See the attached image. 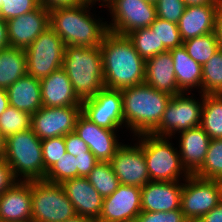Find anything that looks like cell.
I'll list each match as a JSON object with an SVG mask.
<instances>
[{
	"instance_id": "cell-1",
	"label": "cell",
	"mask_w": 222,
	"mask_h": 222,
	"mask_svg": "<svg viewBox=\"0 0 222 222\" xmlns=\"http://www.w3.org/2000/svg\"><path fill=\"white\" fill-rule=\"evenodd\" d=\"M99 47L106 88L121 90L144 83L145 60L128 36L108 31Z\"/></svg>"
},
{
	"instance_id": "cell-2",
	"label": "cell",
	"mask_w": 222,
	"mask_h": 222,
	"mask_svg": "<svg viewBox=\"0 0 222 222\" xmlns=\"http://www.w3.org/2000/svg\"><path fill=\"white\" fill-rule=\"evenodd\" d=\"M89 3L74 6H58L50 9V27L62 39L65 46H100L108 32L107 24L89 15Z\"/></svg>"
},
{
	"instance_id": "cell-3",
	"label": "cell",
	"mask_w": 222,
	"mask_h": 222,
	"mask_svg": "<svg viewBox=\"0 0 222 222\" xmlns=\"http://www.w3.org/2000/svg\"><path fill=\"white\" fill-rule=\"evenodd\" d=\"M124 123L136 135L151 134L160 123L171 95L145 82L121 89Z\"/></svg>"
},
{
	"instance_id": "cell-4",
	"label": "cell",
	"mask_w": 222,
	"mask_h": 222,
	"mask_svg": "<svg viewBox=\"0 0 222 222\" xmlns=\"http://www.w3.org/2000/svg\"><path fill=\"white\" fill-rule=\"evenodd\" d=\"M62 68L66 71L73 90L81 102L92 98L105 87L99 46H65Z\"/></svg>"
},
{
	"instance_id": "cell-5",
	"label": "cell",
	"mask_w": 222,
	"mask_h": 222,
	"mask_svg": "<svg viewBox=\"0 0 222 222\" xmlns=\"http://www.w3.org/2000/svg\"><path fill=\"white\" fill-rule=\"evenodd\" d=\"M10 166L14 178L19 181L44 180L45 168L42 158V140L32 131L18 132L5 139L3 158Z\"/></svg>"
},
{
	"instance_id": "cell-6",
	"label": "cell",
	"mask_w": 222,
	"mask_h": 222,
	"mask_svg": "<svg viewBox=\"0 0 222 222\" xmlns=\"http://www.w3.org/2000/svg\"><path fill=\"white\" fill-rule=\"evenodd\" d=\"M142 150L150 181H179L181 173L185 178L189 177L179 151L174 149L167 137L142 134Z\"/></svg>"
},
{
	"instance_id": "cell-7",
	"label": "cell",
	"mask_w": 222,
	"mask_h": 222,
	"mask_svg": "<svg viewBox=\"0 0 222 222\" xmlns=\"http://www.w3.org/2000/svg\"><path fill=\"white\" fill-rule=\"evenodd\" d=\"M32 222H64L76 215L61 184L31 181Z\"/></svg>"
},
{
	"instance_id": "cell-8",
	"label": "cell",
	"mask_w": 222,
	"mask_h": 222,
	"mask_svg": "<svg viewBox=\"0 0 222 222\" xmlns=\"http://www.w3.org/2000/svg\"><path fill=\"white\" fill-rule=\"evenodd\" d=\"M183 183L181 210L188 222H196L222 201V181L189 175Z\"/></svg>"
},
{
	"instance_id": "cell-9",
	"label": "cell",
	"mask_w": 222,
	"mask_h": 222,
	"mask_svg": "<svg viewBox=\"0 0 222 222\" xmlns=\"http://www.w3.org/2000/svg\"><path fill=\"white\" fill-rule=\"evenodd\" d=\"M65 44L57 33L49 27L25 49L27 74L43 79L62 68Z\"/></svg>"
},
{
	"instance_id": "cell-10",
	"label": "cell",
	"mask_w": 222,
	"mask_h": 222,
	"mask_svg": "<svg viewBox=\"0 0 222 222\" xmlns=\"http://www.w3.org/2000/svg\"><path fill=\"white\" fill-rule=\"evenodd\" d=\"M182 92L171 97L160 120L159 126L151 133L156 136L170 137L178 133L196 128L201 124L203 100L186 96Z\"/></svg>"
},
{
	"instance_id": "cell-11",
	"label": "cell",
	"mask_w": 222,
	"mask_h": 222,
	"mask_svg": "<svg viewBox=\"0 0 222 222\" xmlns=\"http://www.w3.org/2000/svg\"><path fill=\"white\" fill-rule=\"evenodd\" d=\"M112 15L108 31L127 36L139 28L149 27L156 19V6L146 0H111L107 5ZM114 22V23H113Z\"/></svg>"
},
{
	"instance_id": "cell-12",
	"label": "cell",
	"mask_w": 222,
	"mask_h": 222,
	"mask_svg": "<svg viewBox=\"0 0 222 222\" xmlns=\"http://www.w3.org/2000/svg\"><path fill=\"white\" fill-rule=\"evenodd\" d=\"M81 113L97 126L116 130L124 123L121 90L104 87L82 101Z\"/></svg>"
},
{
	"instance_id": "cell-13",
	"label": "cell",
	"mask_w": 222,
	"mask_h": 222,
	"mask_svg": "<svg viewBox=\"0 0 222 222\" xmlns=\"http://www.w3.org/2000/svg\"><path fill=\"white\" fill-rule=\"evenodd\" d=\"M81 106L45 107L31 115V129L41 139L74 132Z\"/></svg>"
},
{
	"instance_id": "cell-14",
	"label": "cell",
	"mask_w": 222,
	"mask_h": 222,
	"mask_svg": "<svg viewBox=\"0 0 222 222\" xmlns=\"http://www.w3.org/2000/svg\"><path fill=\"white\" fill-rule=\"evenodd\" d=\"M138 140L139 144L134 146L122 144L110 164L120 184L141 188L150 181V177L142 150V134L138 135Z\"/></svg>"
},
{
	"instance_id": "cell-15",
	"label": "cell",
	"mask_w": 222,
	"mask_h": 222,
	"mask_svg": "<svg viewBox=\"0 0 222 222\" xmlns=\"http://www.w3.org/2000/svg\"><path fill=\"white\" fill-rule=\"evenodd\" d=\"M141 212V188L120 184L113 194L103 198L96 222H135Z\"/></svg>"
},
{
	"instance_id": "cell-16",
	"label": "cell",
	"mask_w": 222,
	"mask_h": 222,
	"mask_svg": "<svg viewBox=\"0 0 222 222\" xmlns=\"http://www.w3.org/2000/svg\"><path fill=\"white\" fill-rule=\"evenodd\" d=\"M6 22L10 46L25 50L50 27V9L40 5L35 10Z\"/></svg>"
},
{
	"instance_id": "cell-17",
	"label": "cell",
	"mask_w": 222,
	"mask_h": 222,
	"mask_svg": "<svg viewBox=\"0 0 222 222\" xmlns=\"http://www.w3.org/2000/svg\"><path fill=\"white\" fill-rule=\"evenodd\" d=\"M115 131L97 126L82 113L78 116L74 132L87 144L99 162H110L116 150L122 145Z\"/></svg>"
},
{
	"instance_id": "cell-18",
	"label": "cell",
	"mask_w": 222,
	"mask_h": 222,
	"mask_svg": "<svg viewBox=\"0 0 222 222\" xmlns=\"http://www.w3.org/2000/svg\"><path fill=\"white\" fill-rule=\"evenodd\" d=\"M183 184L179 181H149L141 187V211L169 212L181 209Z\"/></svg>"
},
{
	"instance_id": "cell-19",
	"label": "cell",
	"mask_w": 222,
	"mask_h": 222,
	"mask_svg": "<svg viewBox=\"0 0 222 222\" xmlns=\"http://www.w3.org/2000/svg\"><path fill=\"white\" fill-rule=\"evenodd\" d=\"M61 186L77 215L89 217L95 222L99 219L103 198L86 177L65 180Z\"/></svg>"
},
{
	"instance_id": "cell-20",
	"label": "cell",
	"mask_w": 222,
	"mask_h": 222,
	"mask_svg": "<svg viewBox=\"0 0 222 222\" xmlns=\"http://www.w3.org/2000/svg\"><path fill=\"white\" fill-rule=\"evenodd\" d=\"M31 181H17L0 195V222L32 221Z\"/></svg>"
},
{
	"instance_id": "cell-21",
	"label": "cell",
	"mask_w": 222,
	"mask_h": 222,
	"mask_svg": "<svg viewBox=\"0 0 222 222\" xmlns=\"http://www.w3.org/2000/svg\"><path fill=\"white\" fill-rule=\"evenodd\" d=\"M42 106H81L66 71L60 68L40 80Z\"/></svg>"
},
{
	"instance_id": "cell-22",
	"label": "cell",
	"mask_w": 222,
	"mask_h": 222,
	"mask_svg": "<svg viewBox=\"0 0 222 222\" xmlns=\"http://www.w3.org/2000/svg\"><path fill=\"white\" fill-rule=\"evenodd\" d=\"M216 16L217 3L186 6L178 23L182 41L214 32Z\"/></svg>"
},
{
	"instance_id": "cell-23",
	"label": "cell",
	"mask_w": 222,
	"mask_h": 222,
	"mask_svg": "<svg viewBox=\"0 0 222 222\" xmlns=\"http://www.w3.org/2000/svg\"><path fill=\"white\" fill-rule=\"evenodd\" d=\"M174 69L170 51L159 53L145 61L144 82L171 96L180 94Z\"/></svg>"
},
{
	"instance_id": "cell-24",
	"label": "cell",
	"mask_w": 222,
	"mask_h": 222,
	"mask_svg": "<svg viewBox=\"0 0 222 222\" xmlns=\"http://www.w3.org/2000/svg\"><path fill=\"white\" fill-rule=\"evenodd\" d=\"M180 133L181 162L186 171L194 175L203 165L211 139L201 126Z\"/></svg>"
},
{
	"instance_id": "cell-25",
	"label": "cell",
	"mask_w": 222,
	"mask_h": 222,
	"mask_svg": "<svg viewBox=\"0 0 222 222\" xmlns=\"http://www.w3.org/2000/svg\"><path fill=\"white\" fill-rule=\"evenodd\" d=\"M9 105L30 115L42 107L40 80L26 74L7 88Z\"/></svg>"
},
{
	"instance_id": "cell-26",
	"label": "cell",
	"mask_w": 222,
	"mask_h": 222,
	"mask_svg": "<svg viewBox=\"0 0 222 222\" xmlns=\"http://www.w3.org/2000/svg\"><path fill=\"white\" fill-rule=\"evenodd\" d=\"M169 51L180 91L187 94L185 91L190 92V88L201 87L202 66L187 54L183 45Z\"/></svg>"
},
{
	"instance_id": "cell-27",
	"label": "cell",
	"mask_w": 222,
	"mask_h": 222,
	"mask_svg": "<svg viewBox=\"0 0 222 222\" xmlns=\"http://www.w3.org/2000/svg\"><path fill=\"white\" fill-rule=\"evenodd\" d=\"M27 74V57L24 49L8 46L0 50V88L7 89Z\"/></svg>"
},
{
	"instance_id": "cell-28",
	"label": "cell",
	"mask_w": 222,
	"mask_h": 222,
	"mask_svg": "<svg viewBox=\"0 0 222 222\" xmlns=\"http://www.w3.org/2000/svg\"><path fill=\"white\" fill-rule=\"evenodd\" d=\"M201 124L211 140L222 139V95L201 94Z\"/></svg>"
},
{
	"instance_id": "cell-29",
	"label": "cell",
	"mask_w": 222,
	"mask_h": 222,
	"mask_svg": "<svg viewBox=\"0 0 222 222\" xmlns=\"http://www.w3.org/2000/svg\"><path fill=\"white\" fill-rule=\"evenodd\" d=\"M187 54L203 66L220 49L215 32L183 41Z\"/></svg>"
},
{
	"instance_id": "cell-30",
	"label": "cell",
	"mask_w": 222,
	"mask_h": 222,
	"mask_svg": "<svg viewBox=\"0 0 222 222\" xmlns=\"http://www.w3.org/2000/svg\"><path fill=\"white\" fill-rule=\"evenodd\" d=\"M86 178L102 198L113 194L120 185L110 162H99Z\"/></svg>"
},
{
	"instance_id": "cell-31",
	"label": "cell",
	"mask_w": 222,
	"mask_h": 222,
	"mask_svg": "<svg viewBox=\"0 0 222 222\" xmlns=\"http://www.w3.org/2000/svg\"><path fill=\"white\" fill-rule=\"evenodd\" d=\"M202 94L222 95V49L202 66Z\"/></svg>"
},
{
	"instance_id": "cell-32",
	"label": "cell",
	"mask_w": 222,
	"mask_h": 222,
	"mask_svg": "<svg viewBox=\"0 0 222 222\" xmlns=\"http://www.w3.org/2000/svg\"><path fill=\"white\" fill-rule=\"evenodd\" d=\"M149 28L158 38V54L182 46L178 24L156 17Z\"/></svg>"
},
{
	"instance_id": "cell-33",
	"label": "cell",
	"mask_w": 222,
	"mask_h": 222,
	"mask_svg": "<svg viewBox=\"0 0 222 222\" xmlns=\"http://www.w3.org/2000/svg\"><path fill=\"white\" fill-rule=\"evenodd\" d=\"M194 175L202 179L222 181V139L210 141L203 165Z\"/></svg>"
},
{
	"instance_id": "cell-34",
	"label": "cell",
	"mask_w": 222,
	"mask_h": 222,
	"mask_svg": "<svg viewBox=\"0 0 222 222\" xmlns=\"http://www.w3.org/2000/svg\"><path fill=\"white\" fill-rule=\"evenodd\" d=\"M30 128L31 115L25 111L9 105L0 115V133L5 139L10 135L27 131Z\"/></svg>"
},
{
	"instance_id": "cell-35",
	"label": "cell",
	"mask_w": 222,
	"mask_h": 222,
	"mask_svg": "<svg viewBox=\"0 0 222 222\" xmlns=\"http://www.w3.org/2000/svg\"><path fill=\"white\" fill-rule=\"evenodd\" d=\"M127 36L145 61L158 54V38L149 27L136 29Z\"/></svg>"
},
{
	"instance_id": "cell-36",
	"label": "cell",
	"mask_w": 222,
	"mask_h": 222,
	"mask_svg": "<svg viewBox=\"0 0 222 222\" xmlns=\"http://www.w3.org/2000/svg\"><path fill=\"white\" fill-rule=\"evenodd\" d=\"M76 177V157L66 153L46 172L44 180L51 183L61 184L65 180Z\"/></svg>"
},
{
	"instance_id": "cell-37",
	"label": "cell",
	"mask_w": 222,
	"mask_h": 222,
	"mask_svg": "<svg viewBox=\"0 0 222 222\" xmlns=\"http://www.w3.org/2000/svg\"><path fill=\"white\" fill-rule=\"evenodd\" d=\"M66 153L64 136L42 140V158L45 175L46 172Z\"/></svg>"
},
{
	"instance_id": "cell-38",
	"label": "cell",
	"mask_w": 222,
	"mask_h": 222,
	"mask_svg": "<svg viewBox=\"0 0 222 222\" xmlns=\"http://www.w3.org/2000/svg\"><path fill=\"white\" fill-rule=\"evenodd\" d=\"M39 6V0H2L1 18L7 21L29 13Z\"/></svg>"
},
{
	"instance_id": "cell-39",
	"label": "cell",
	"mask_w": 222,
	"mask_h": 222,
	"mask_svg": "<svg viewBox=\"0 0 222 222\" xmlns=\"http://www.w3.org/2000/svg\"><path fill=\"white\" fill-rule=\"evenodd\" d=\"M155 6L157 17L178 24L186 4L184 0H157Z\"/></svg>"
},
{
	"instance_id": "cell-40",
	"label": "cell",
	"mask_w": 222,
	"mask_h": 222,
	"mask_svg": "<svg viewBox=\"0 0 222 222\" xmlns=\"http://www.w3.org/2000/svg\"><path fill=\"white\" fill-rule=\"evenodd\" d=\"M135 222H188L181 209L169 212H146L142 211Z\"/></svg>"
},
{
	"instance_id": "cell-41",
	"label": "cell",
	"mask_w": 222,
	"mask_h": 222,
	"mask_svg": "<svg viewBox=\"0 0 222 222\" xmlns=\"http://www.w3.org/2000/svg\"><path fill=\"white\" fill-rule=\"evenodd\" d=\"M77 177H87L93 168L99 163L95 155L88 150L85 154L76 157Z\"/></svg>"
},
{
	"instance_id": "cell-42",
	"label": "cell",
	"mask_w": 222,
	"mask_h": 222,
	"mask_svg": "<svg viewBox=\"0 0 222 222\" xmlns=\"http://www.w3.org/2000/svg\"><path fill=\"white\" fill-rule=\"evenodd\" d=\"M64 142L66 152L75 157L79 154H85L89 150L87 144L75 132L65 135Z\"/></svg>"
},
{
	"instance_id": "cell-43",
	"label": "cell",
	"mask_w": 222,
	"mask_h": 222,
	"mask_svg": "<svg viewBox=\"0 0 222 222\" xmlns=\"http://www.w3.org/2000/svg\"><path fill=\"white\" fill-rule=\"evenodd\" d=\"M16 182L17 180L14 178L10 166L4 159H0V195Z\"/></svg>"
},
{
	"instance_id": "cell-44",
	"label": "cell",
	"mask_w": 222,
	"mask_h": 222,
	"mask_svg": "<svg viewBox=\"0 0 222 222\" xmlns=\"http://www.w3.org/2000/svg\"><path fill=\"white\" fill-rule=\"evenodd\" d=\"M196 222H222V201Z\"/></svg>"
},
{
	"instance_id": "cell-45",
	"label": "cell",
	"mask_w": 222,
	"mask_h": 222,
	"mask_svg": "<svg viewBox=\"0 0 222 222\" xmlns=\"http://www.w3.org/2000/svg\"><path fill=\"white\" fill-rule=\"evenodd\" d=\"M40 5L51 9L58 6H74L85 3L84 0H39Z\"/></svg>"
},
{
	"instance_id": "cell-46",
	"label": "cell",
	"mask_w": 222,
	"mask_h": 222,
	"mask_svg": "<svg viewBox=\"0 0 222 222\" xmlns=\"http://www.w3.org/2000/svg\"><path fill=\"white\" fill-rule=\"evenodd\" d=\"M10 46L7 31V22L0 18V50Z\"/></svg>"
},
{
	"instance_id": "cell-47",
	"label": "cell",
	"mask_w": 222,
	"mask_h": 222,
	"mask_svg": "<svg viewBox=\"0 0 222 222\" xmlns=\"http://www.w3.org/2000/svg\"><path fill=\"white\" fill-rule=\"evenodd\" d=\"M215 34L220 45V49H222V18L217 14L215 20Z\"/></svg>"
},
{
	"instance_id": "cell-48",
	"label": "cell",
	"mask_w": 222,
	"mask_h": 222,
	"mask_svg": "<svg viewBox=\"0 0 222 222\" xmlns=\"http://www.w3.org/2000/svg\"><path fill=\"white\" fill-rule=\"evenodd\" d=\"M9 106L7 89L0 88V115L7 109Z\"/></svg>"
},
{
	"instance_id": "cell-49",
	"label": "cell",
	"mask_w": 222,
	"mask_h": 222,
	"mask_svg": "<svg viewBox=\"0 0 222 222\" xmlns=\"http://www.w3.org/2000/svg\"><path fill=\"white\" fill-rule=\"evenodd\" d=\"M64 222H95L93 219L81 215H75Z\"/></svg>"
},
{
	"instance_id": "cell-50",
	"label": "cell",
	"mask_w": 222,
	"mask_h": 222,
	"mask_svg": "<svg viewBox=\"0 0 222 222\" xmlns=\"http://www.w3.org/2000/svg\"><path fill=\"white\" fill-rule=\"evenodd\" d=\"M186 6L188 5H203L206 3H217V0H184Z\"/></svg>"
},
{
	"instance_id": "cell-51",
	"label": "cell",
	"mask_w": 222,
	"mask_h": 222,
	"mask_svg": "<svg viewBox=\"0 0 222 222\" xmlns=\"http://www.w3.org/2000/svg\"><path fill=\"white\" fill-rule=\"evenodd\" d=\"M5 153V138L0 133V159L4 158Z\"/></svg>"
},
{
	"instance_id": "cell-52",
	"label": "cell",
	"mask_w": 222,
	"mask_h": 222,
	"mask_svg": "<svg viewBox=\"0 0 222 222\" xmlns=\"http://www.w3.org/2000/svg\"><path fill=\"white\" fill-rule=\"evenodd\" d=\"M217 14L222 18V0H217Z\"/></svg>"
},
{
	"instance_id": "cell-53",
	"label": "cell",
	"mask_w": 222,
	"mask_h": 222,
	"mask_svg": "<svg viewBox=\"0 0 222 222\" xmlns=\"http://www.w3.org/2000/svg\"><path fill=\"white\" fill-rule=\"evenodd\" d=\"M96 1H99V2H100V1L102 2V1H103V2H105L104 4H105V6H106V3L108 4L111 0H84L85 3H89V4H92V5H93Z\"/></svg>"
},
{
	"instance_id": "cell-54",
	"label": "cell",
	"mask_w": 222,
	"mask_h": 222,
	"mask_svg": "<svg viewBox=\"0 0 222 222\" xmlns=\"http://www.w3.org/2000/svg\"><path fill=\"white\" fill-rule=\"evenodd\" d=\"M146 1L154 3V4L157 2V0H146Z\"/></svg>"
},
{
	"instance_id": "cell-55",
	"label": "cell",
	"mask_w": 222,
	"mask_h": 222,
	"mask_svg": "<svg viewBox=\"0 0 222 222\" xmlns=\"http://www.w3.org/2000/svg\"><path fill=\"white\" fill-rule=\"evenodd\" d=\"M1 5H2V0H0V18H1Z\"/></svg>"
},
{
	"instance_id": "cell-56",
	"label": "cell",
	"mask_w": 222,
	"mask_h": 222,
	"mask_svg": "<svg viewBox=\"0 0 222 222\" xmlns=\"http://www.w3.org/2000/svg\"><path fill=\"white\" fill-rule=\"evenodd\" d=\"M9 222H32V221H9Z\"/></svg>"
}]
</instances>
